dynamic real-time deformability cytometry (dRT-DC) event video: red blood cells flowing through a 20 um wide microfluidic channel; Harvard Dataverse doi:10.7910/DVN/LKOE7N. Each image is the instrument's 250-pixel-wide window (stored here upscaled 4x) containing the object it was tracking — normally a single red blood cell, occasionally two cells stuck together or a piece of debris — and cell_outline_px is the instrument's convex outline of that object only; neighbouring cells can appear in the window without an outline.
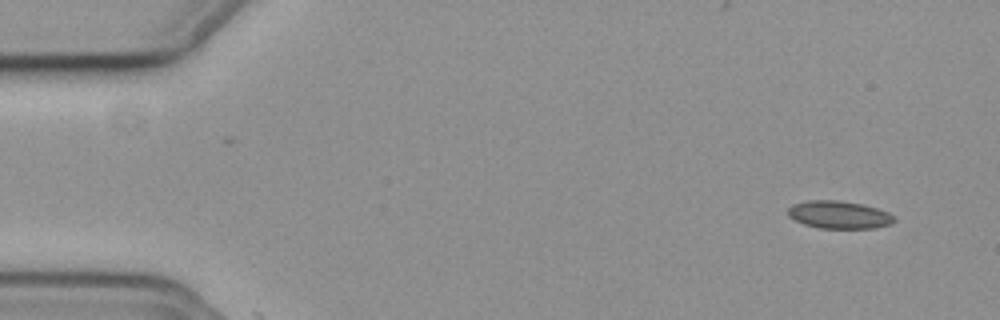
{"species": "common noctule bat (a hibernating species)", "species_latin": "Nyctalus noctula", "temperature_condition": "cold", "stored_images_in_passage": 2, "camera_frame_rate_fps": 3000, "um_per_image_px": 0.085, "animal": {"sex": "female", "body_mass_g": 19.3, "forearm_length_mm": 54.1}, "frame": {"image": 1, "passage_image": 1, "time_ms": 0.0, "image_size_px": [1000, 320], "cell_outline_px": [[896, 220], [892, 224], [872, 228], [820, 228], [804, 224], [788, 216], [788, 208], [792, 204], [808, 200], [836, 200], [860, 204], [876, 208], [888, 212]], "centroid_in_image_um": [71.3, 18.25], "position_along_channel_um": 13.7, "area_um2": 16.99}}